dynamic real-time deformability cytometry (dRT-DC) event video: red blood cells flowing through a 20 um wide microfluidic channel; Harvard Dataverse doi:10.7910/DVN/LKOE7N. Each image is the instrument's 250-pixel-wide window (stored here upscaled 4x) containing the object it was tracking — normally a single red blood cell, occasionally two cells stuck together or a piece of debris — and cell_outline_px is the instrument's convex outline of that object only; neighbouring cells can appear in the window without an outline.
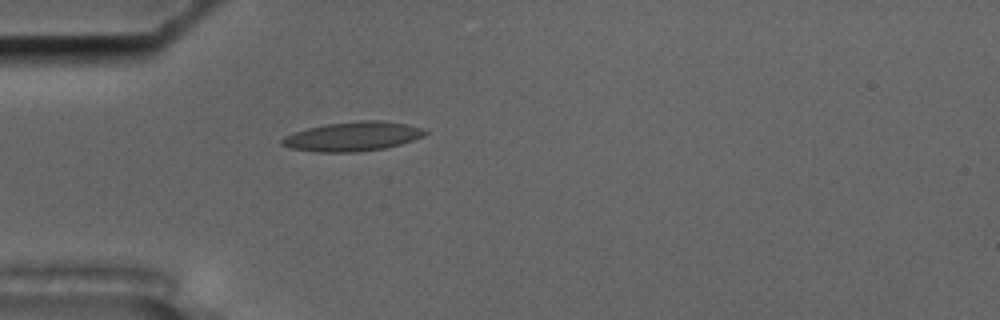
{"species": "common noctule bat (a hibernating species)", "species_latin": "Nyctalus noctula", "temperature_condition": "cold", "stored_images_in_passage": 44, "camera_frame_rate_fps": 3000, "um_per_image_px": 0.085, "animal": {"sex": "male", "body_mass_g": 17.5, "forearm_length_mm": 52.3}, "frame": {"image": 1, "passage_image": 4, "time_ms": 1.0, "image_size_px": [1000, 320], "cell_outline_px": [[428, 132], [424, 136], [400, 144], [384, 148], [356, 152], [316, 152], [288, 148], [280, 144], [280, 140], [284, 136], [308, 128], [328, 124], [360, 120], [380, 120], [408, 124], [420, 128]], "centroid_in_image_um": [29.95, 11.6], "position_along_channel_um": 55.0, "area_um2": 24.33}}
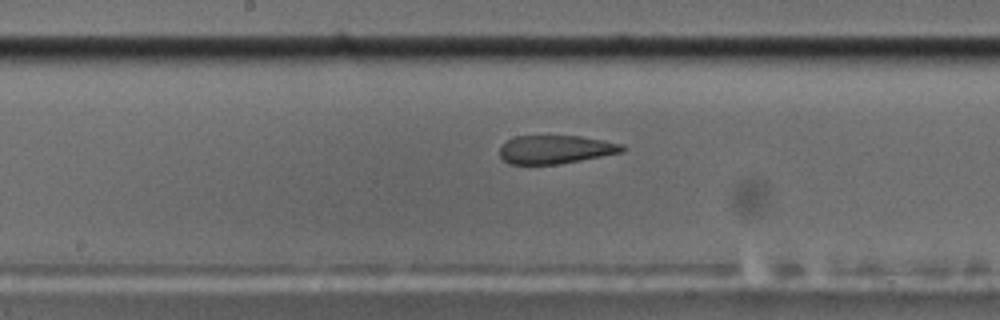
{"frame": {"image": 2, "passage_image": 17, "time_ms": 5.333, "image_size_px": [1000, 320], "cell_outline_px": [[628, 148], [620, 152], [580, 160], [556, 164], [508, 164], [500, 156], [500, 144], [516, 136], [580, 136], [604, 140], [624, 144]], "centroid_in_image_um": [47.21, 12.69], "position_along_channel_um": 201.0, "area_um2": 20.23}}
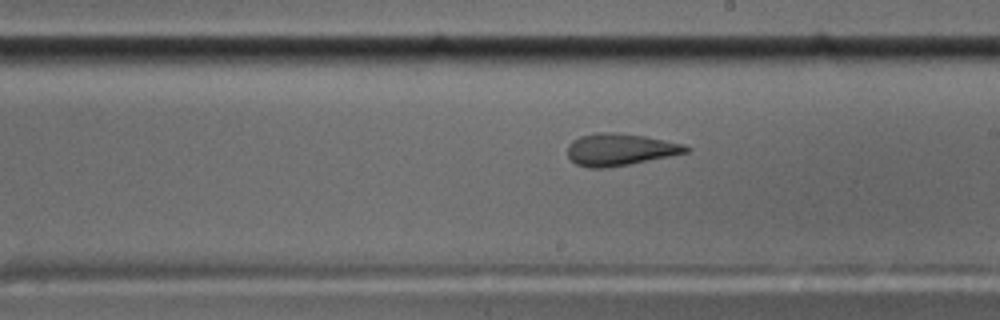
{"frame": {"image": 3, "passage_image": 20, "time_ms": 6.333, "image_size_px": [1000, 320], "cell_outline_px": [[692, 148], [688, 152], [608, 168], [588, 168], [576, 164], [568, 156], [568, 144], [572, 140], [580, 136], [596, 132], [616, 132], [644, 136], [684, 144]], "centroid_in_image_um": [52.67, 12.7], "position_along_channel_um": 236.3, "area_um2": 22.08}, "authors_computed_cell_mechanics": {"area_um2": 23.2645, "velocity_mm_per_s": 3.5316, "shape_relaxation_time_tau1_ms": null, "shape_relaxation_time_tau2_ms": 2.3391, "deformation_change_tau1": null, "deformation_change_tau2": 0.1072}}